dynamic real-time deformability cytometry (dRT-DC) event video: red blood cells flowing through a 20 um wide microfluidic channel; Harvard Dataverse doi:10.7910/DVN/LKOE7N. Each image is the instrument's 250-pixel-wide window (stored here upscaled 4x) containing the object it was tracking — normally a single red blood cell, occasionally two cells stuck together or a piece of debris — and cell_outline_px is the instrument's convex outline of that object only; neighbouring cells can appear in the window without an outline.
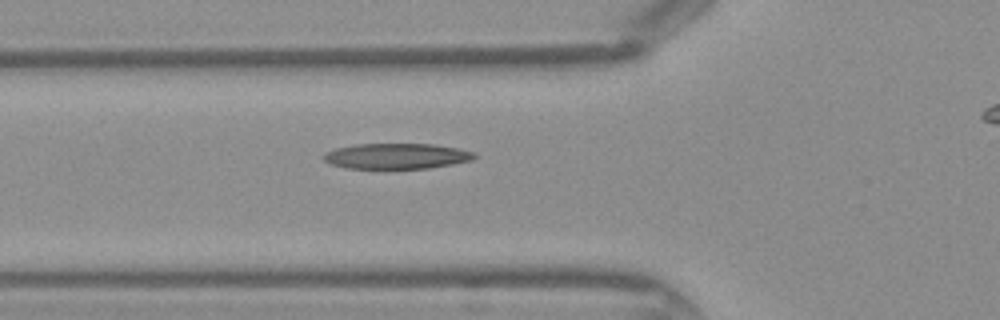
{"species": "Egyptian fruit bat (a non-hibernating species)", "species_latin": "Rousettus aegyptiacus", "temperature_condition": "warm", "stored_images_in_passage": 25, "camera_frame_rate_fps": 3000, "um_per_image_px": 0.085, "frame": {"image": 1, "passage_image": 2, "time_ms": 0.333, "image_size_px": [1000, 320], "cell_outline_px": [[476, 156], [472, 160], [452, 164], [428, 168], [348, 168], [332, 164], [324, 160], [320, 156], [324, 152], [336, 148], [356, 144], [436, 144], [456, 148], [472, 152]], "centroid_in_image_um": [33.66, 13.26], "position_along_channel_um": 92.1, "area_um2": 22.31}}
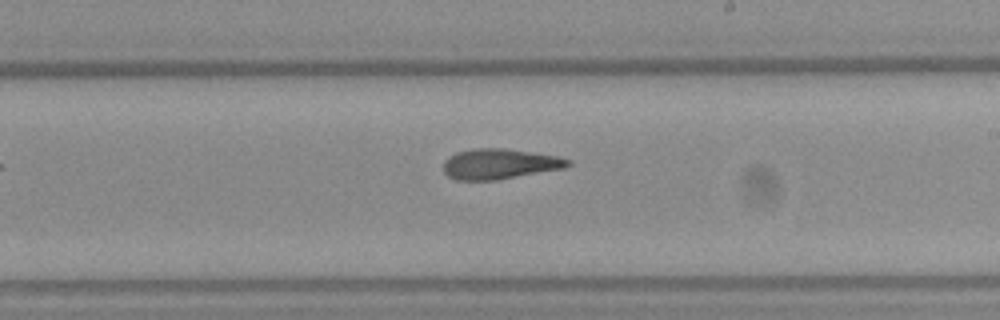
{"frame": {"image": 2, "passage_image": 12, "time_ms": 3.667, "image_size_px": [1000, 320], "cell_outline_px": [[572, 164], [564, 168], [496, 180], [456, 180], [448, 176], [444, 172], [444, 160], [448, 156], [456, 152], [472, 148], [500, 148], [556, 156], [572, 160]], "centroid_in_image_um": [42.43, 13.93], "position_along_channel_um": 246.6, "area_um2": 21.91}}
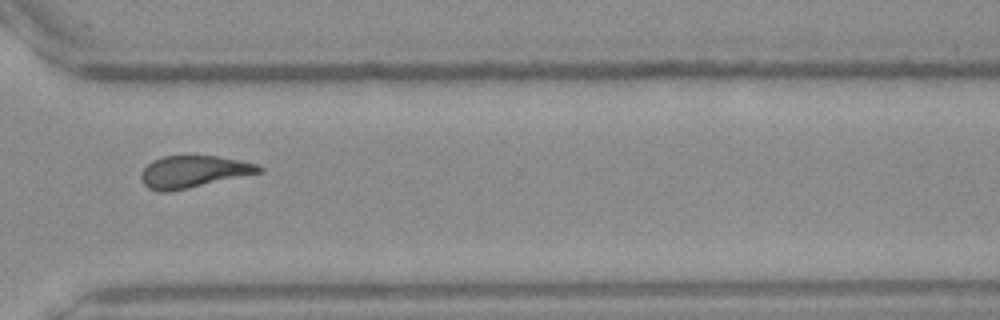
{"frame": {"image": 3, "passage_image": 19, "time_ms": 6.0, "image_size_px": [1000, 320], "cell_outline_px": [[264, 172], [188, 188], [168, 192], [160, 192], [148, 188], [144, 184], [140, 176], [144, 168], [152, 160], [164, 156], [216, 156], [256, 164], [264, 168]], "centroid_in_image_um": [16.44, 14.6], "position_along_channel_um": 354.2, "area_um2": 21.85}}